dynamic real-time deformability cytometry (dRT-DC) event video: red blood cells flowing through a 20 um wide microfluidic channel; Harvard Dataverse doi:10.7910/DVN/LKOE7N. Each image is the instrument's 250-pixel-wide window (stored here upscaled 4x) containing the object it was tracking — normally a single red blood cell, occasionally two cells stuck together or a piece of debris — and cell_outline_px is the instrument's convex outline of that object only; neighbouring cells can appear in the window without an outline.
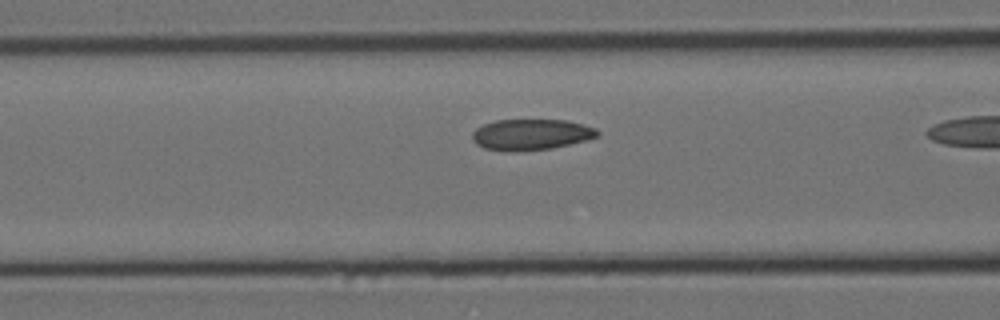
{"species": "Egyptian fruit bat (a non-hibernating species)", "species_latin": "Rousettus aegyptiacus", "temperature_condition": "cold", "stored_images_in_passage": 18, "camera_frame_rate_fps": 3000, "um_per_image_px": 0.085, "animal": {"sex": "female"}, "frame": {"image": 1, "passage_image": 16, "time_ms": 5.0, "image_size_px": [1000, 320], "cell_outline_px": [[600, 136], [552, 148], [512, 152], [484, 148], [476, 144], [472, 140], [472, 132], [476, 128], [484, 124], [496, 120], [568, 120], [596, 128], [600, 132]], "centroid_in_image_um": [45.13, 11.43], "position_along_channel_um": 121.5, "area_um2": 22.6}}